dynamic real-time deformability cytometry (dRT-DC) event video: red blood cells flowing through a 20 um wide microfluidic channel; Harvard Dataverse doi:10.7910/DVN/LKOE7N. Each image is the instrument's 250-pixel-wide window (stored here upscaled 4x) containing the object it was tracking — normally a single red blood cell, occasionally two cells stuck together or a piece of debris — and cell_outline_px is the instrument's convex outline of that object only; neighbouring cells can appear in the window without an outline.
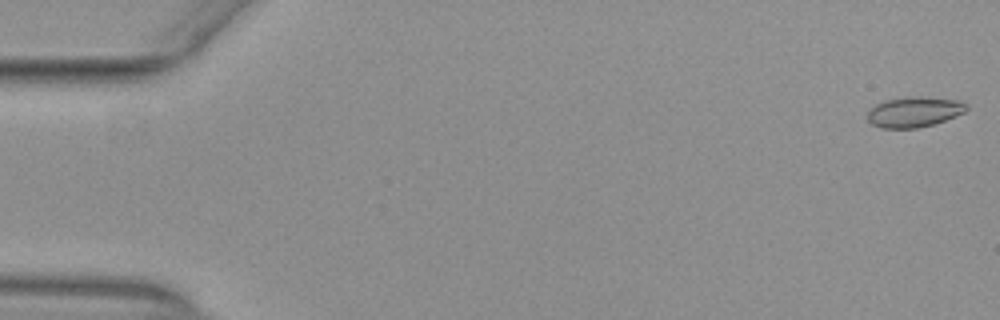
{"species": "common noctule bat (a hibernating species)", "species_latin": "Nyctalus noctula", "temperature_condition": "warm", "stored_images_in_passage": 53, "camera_frame_rate_fps": 3000, "um_per_image_px": 0.085, "animal": {"sex": "female", "body_mass_g": 29.2, "forearm_length_mm": 56.3}, "frame": {"image": 1, "passage_image": 1, "time_ms": 0.0, "image_size_px": [1000, 320], "cell_outline_px": [[968, 108], [964, 112], [956, 116], [932, 124], [916, 128], [880, 128], [872, 124], [868, 120], [868, 112], [876, 104], [888, 100], [908, 96], [924, 96], [956, 100], [968, 104]], "centroid_in_image_um": [77.72, 9.5], "position_along_channel_um": 7.3, "area_um2": 17.4}}
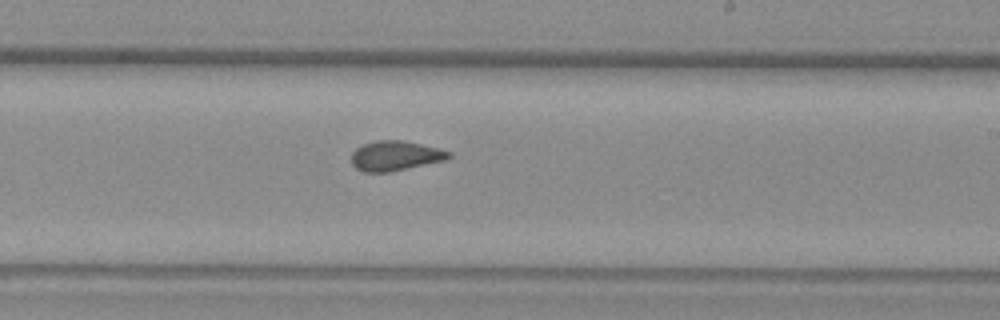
{"frame": {"image": 2, "passage_image": 32, "time_ms": 10.333, "image_size_px": [1000, 320], "cell_outline_px": [[452, 156], [448, 160], [388, 172], [364, 172], [356, 168], [352, 164], [352, 152], [356, 148], [364, 144], [376, 140], [404, 140], [440, 148], [452, 152]], "centroid_in_image_um": [33.65, 13.23], "position_along_channel_um": 255.4, "area_um2": 17.11}}
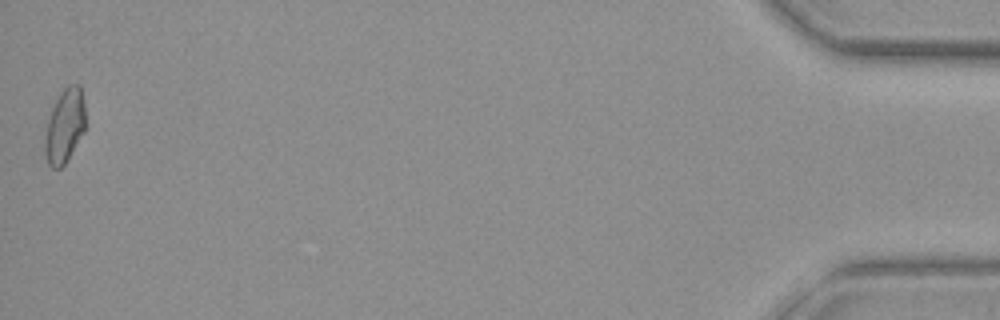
{"frame": {"image": 3, "passage_image": 53, "time_ms": 17.333, "image_size_px": [1000, 320], "cell_outline_px": [[84, 132], [64, 164], [60, 168], [52, 168], [48, 164], [44, 152], [44, 144], [48, 120], [52, 108], [60, 92], [68, 84], [80, 84], [84, 104]], "centroid_in_image_um": [5.49, 10.69], "position_along_channel_um": 429.7, "area_um2": 17.28}, "authors_computed_cell_mechanics": {"area_um2": 17.2244, "velocity_mm_per_s": 3.926, "shape_relaxation_time_tau1_ms": null, "shape_relaxation_time_tau2_ms": 0.6579, "deformation_change_tau1": null, "deformation_change_tau2": 0.0451}}